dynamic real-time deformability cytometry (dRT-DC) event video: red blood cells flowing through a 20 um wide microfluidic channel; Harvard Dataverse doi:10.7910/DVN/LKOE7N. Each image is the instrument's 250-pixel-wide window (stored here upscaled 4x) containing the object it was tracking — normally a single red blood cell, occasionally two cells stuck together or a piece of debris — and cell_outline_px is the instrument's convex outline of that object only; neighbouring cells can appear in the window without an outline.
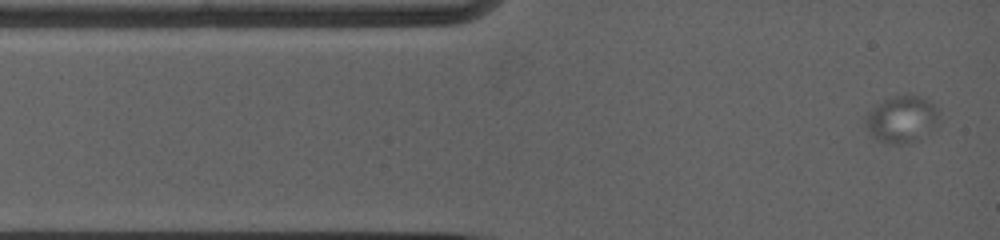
{"species": "common noctule bat (a hibernating species)", "species_latin": "Nyctalus noctula", "temperature_condition": "warm", "stored_images_in_passage": 28, "camera_frame_rate_fps": 5000, "um_per_image_px": 0.085, "animal": {"sex": "female", "body_mass_g": 19.0, "forearm_length_mm": 53.3}, "frame": {"image": 1, "passage_image": 1, "time_ms": 0.0, "image_size_px": [1000, 240], "cell_outline_px": [[940, 120], [936, 128], [920, 140], [908, 144], [888, 144], [876, 140], [868, 132], [864, 120], [864, 116], [868, 112], [884, 100], [892, 96], [904, 92], [912, 92], [928, 100], [936, 108]], "centroid_in_image_um": [76.67, 10.13], "position_along_channel_um": 8.3, "area_um2": 20.92}}
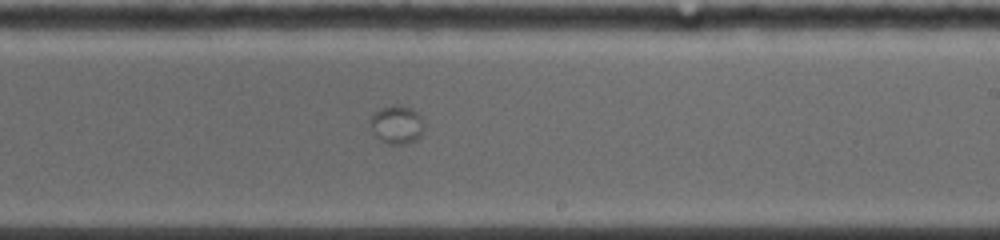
{"frame": {"image": 2, "passage_image": 13, "time_ms": 7.8, "image_size_px": [1000, 240], "cell_outline_px": [[424, 128], [420, 136], [416, 140], [404, 144], [388, 144], [380, 140], [372, 132], [368, 124], [372, 116], [376, 112], [384, 108], [408, 108], [416, 112], [420, 116]], "centroid_in_image_um": [33.7, 10.67], "position_along_channel_um": 255.3, "area_um2": 11.5}}
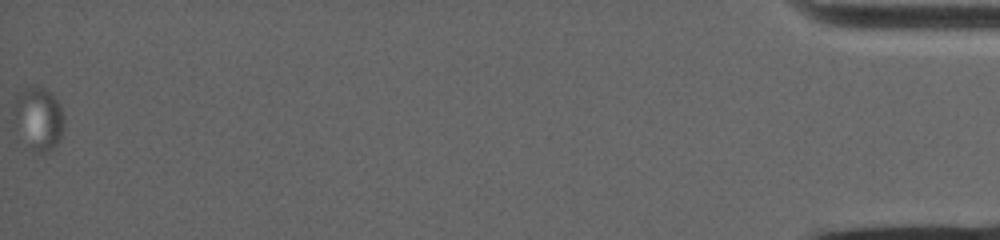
{"frame": {"image": 3, "passage_image": 28, "time_ms": 17.0, "image_size_px": [1000, 240], "cell_outline_px": [[64, 124], [60, 140], [48, 152], [36, 152], [32, 148], [12, 120], [12, 108], [20, 92], [24, 88], [32, 84], [40, 84], [60, 104], [64, 116]], "centroid_in_image_um": [3.28, 10.01], "position_along_channel_um": 431.9, "area_um2": 18.38}}